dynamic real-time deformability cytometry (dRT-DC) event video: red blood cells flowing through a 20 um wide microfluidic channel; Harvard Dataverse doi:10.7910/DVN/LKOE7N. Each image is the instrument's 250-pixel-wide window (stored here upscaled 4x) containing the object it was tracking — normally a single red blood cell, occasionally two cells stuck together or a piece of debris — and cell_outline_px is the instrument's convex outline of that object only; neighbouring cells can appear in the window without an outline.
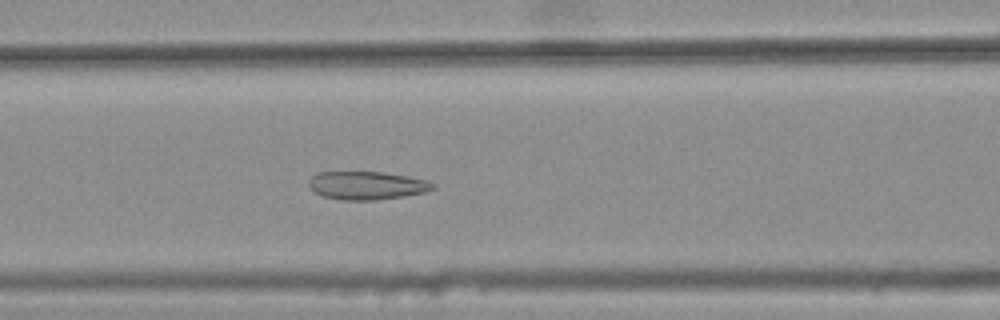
{"species": "common noctule bat (a hibernating species)", "species_latin": "Nyctalus noctula", "temperature_condition": "warm", "stored_images_in_passage": 43, "camera_frame_rate_fps": 3000, "um_per_image_px": 0.085, "animal": {"sex": "female", "body_mass_g": 25.1}, "frame": {"image": 1, "passage_image": 21, "time_ms": 6.667, "image_size_px": [1000, 320], "cell_outline_px": [[436, 188], [428, 192], [404, 196], [376, 200], [340, 200], [324, 196], [308, 188], [308, 180], [316, 172], [384, 172], [408, 176], [428, 180], [436, 184]], "centroid_in_image_um": [31.21, 15.76], "position_along_channel_um": 135.4, "area_um2": 20.69}}
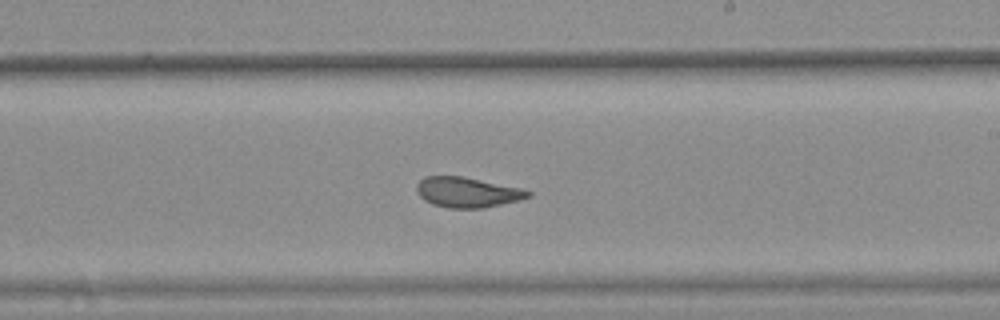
{"frame": {"image": 2, "passage_image": 30, "time_ms": 9.667, "image_size_px": [1000, 320], "cell_outline_px": [[532, 196], [500, 204], [480, 208], [448, 208], [432, 204], [424, 200], [416, 192], [416, 184], [424, 176], [464, 176], [524, 188], [532, 192]], "centroid_in_image_um": [39.71, 16.32], "position_along_channel_um": 249.3, "area_um2": 19.77}}
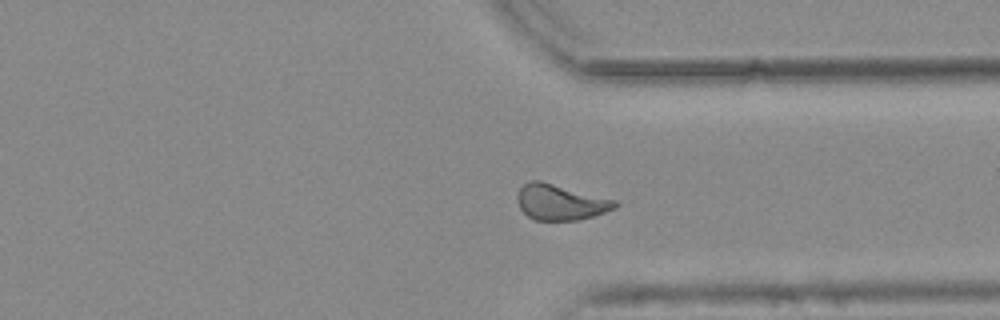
{"frame": {"image": 3, "passage_image": 39, "time_ms": 12.667, "image_size_px": [1000, 320], "cell_outline_px": [[620, 204], [616, 208], [580, 220], [536, 220], [528, 216], [520, 208], [516, 200], [516, 196], [520, 188], [528, 180], [540, 180], [616, 200]], "centroid_in_image_um": [47.63, 17.18], "position_along_channel_um": 363.8, "area_um2": 20.35}, "authors_computed_cell_mechanics": {"area_um2": 20.6924, "velocity_mm_per_s": 3.8069, "shape_relaxation_time_tau1_ms": null, "shape_relaxation_time_tau2_ms": 1.6253, "deformation_change_tau1": null, "deformation_change_tau2": 0.0913}}